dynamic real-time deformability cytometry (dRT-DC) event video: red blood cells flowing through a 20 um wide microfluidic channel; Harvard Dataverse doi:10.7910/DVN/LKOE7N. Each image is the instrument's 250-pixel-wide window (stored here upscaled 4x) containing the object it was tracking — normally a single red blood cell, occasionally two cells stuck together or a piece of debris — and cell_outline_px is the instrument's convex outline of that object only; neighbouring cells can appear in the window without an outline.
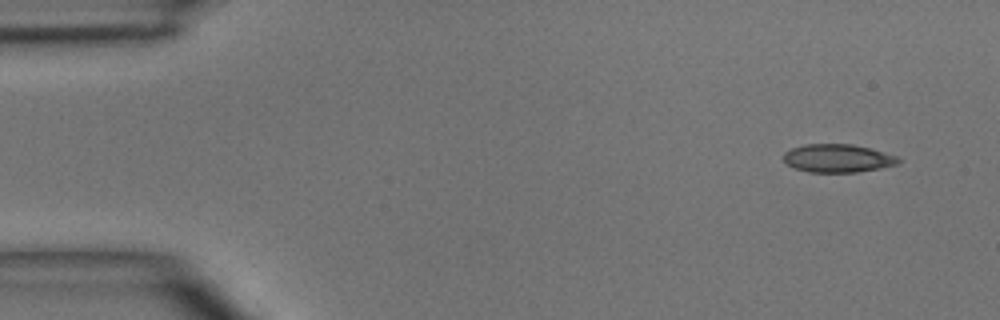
{"species": "common noctule bat (a hibernating species)", "species_latin": "Nyctalus noctula", "temperature_condition": "room temperature", "stored_images_in_passage": 3, "camera_frame_rate_fps": 3000, "um_per_image_px": 0.085, "animal": {"sex": "male", "body_mass_g": 15.6}, "frame": {"image": 1, "passage_image": 1, "time_ms": 0.0, "image_size_px": [1000, 320], "cell_outline_px": [[904, 160], [896, 164], [880, 168], [856, 172], [808, 172], [792, 168], [784, 160], [784, 152], [792, 148], [804, 144], [852, 144], [868, 148], [896, 156]], "centroid_in_image_um": [71.18, 13.46], "position_along_channel_um": 13.8, "area_um2": 18.79}}